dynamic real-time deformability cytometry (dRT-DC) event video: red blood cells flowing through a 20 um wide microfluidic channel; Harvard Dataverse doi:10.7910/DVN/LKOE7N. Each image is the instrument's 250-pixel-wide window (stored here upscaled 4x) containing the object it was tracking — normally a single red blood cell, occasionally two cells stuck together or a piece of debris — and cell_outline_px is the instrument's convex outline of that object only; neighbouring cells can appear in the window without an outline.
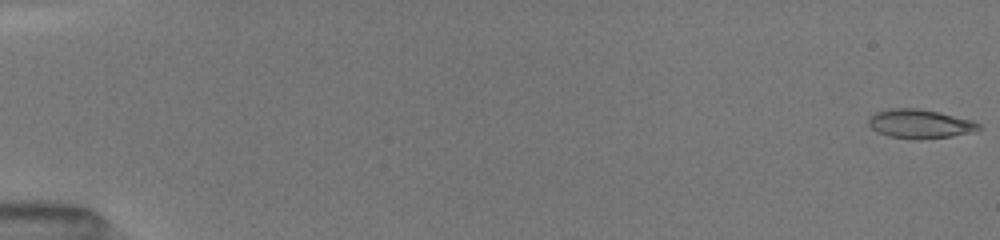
{"species": "common noctule bat (a hibernating species)", "species_latin": "Nyctalus noctula", "temperature_condition": "room temperature", "stored_images_in_passage": 49, "camera_frame_rate_fps": 3000, "um_per_image_px": 0.085, "animal": {"sex": "female", "body_mass_g": 19.5, "forearm_length_mm": 54.1}, "frame": {"image": 1, "passage_image": 1, "time_ms": 0.0, "image_size_px": [1000, 240], "cell_outline_px": [[984, 128], [972, 132], [952, 136], [920, 140], [912, 140], [888, 136], [872, 128], [868, 124], [868, 116], [876, 112], [892, 108], [916, 108], [936, 112], [972, 120], [980, 124]], "centroid_in_image_um": [78.19, 10.54], "position_along_channel_um": 6.8, "area_um2": 18.67}}
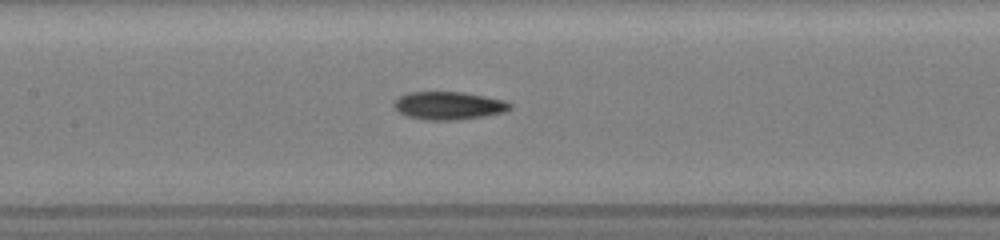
{"frame": {"image": 2, "passage_image": 29, "time_ms": 8.333, "image_size_px": [1000, 240], "cell_outline_px": [[512, 108], [504, 112], [484, 116], [456, 120], [424, 120], [408, 116], [400, 112], [392, 104], [400, 96], [408, 92], [464, 92], [504, 100], [512, 104]], "centroid_in_image_um": [38.15, 8.98], "position_along_channel_um": 169.2, "area_um2": 18.84}}
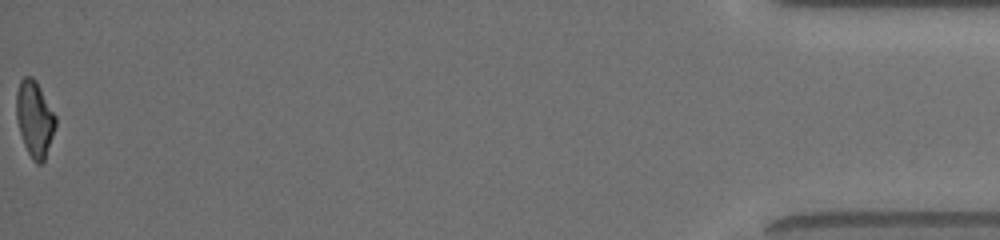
{"frame": {"image": 3, "passage_image": 49, "time_ms": 17.0, "image_size_px": [1000, 240], "cell_outline_px": [[56, 128], [44, 160], [40, 164], [36, 164], [32, 160], [24, 144], [16, 120], [16, 92], [20, 80], [24, 76], [32, 76], [36, 80], [56, 116]], "centroid_in_image_um": [2.94, 10.09], "position_along_channel_um": 432.3, "area_um2": 17.46}, "authors_computed_cell_mechanics": {"area_um2": 18.207, "velocity_mm_per_s": 4.0783, "shape_relaxation_time_tau1_ms": 5.0182, "shape_relaxation_time_tau2_ms": 1.6408, "deformation_change_tau1": 0.181, "deformation_change_tau2": 0.0828}}